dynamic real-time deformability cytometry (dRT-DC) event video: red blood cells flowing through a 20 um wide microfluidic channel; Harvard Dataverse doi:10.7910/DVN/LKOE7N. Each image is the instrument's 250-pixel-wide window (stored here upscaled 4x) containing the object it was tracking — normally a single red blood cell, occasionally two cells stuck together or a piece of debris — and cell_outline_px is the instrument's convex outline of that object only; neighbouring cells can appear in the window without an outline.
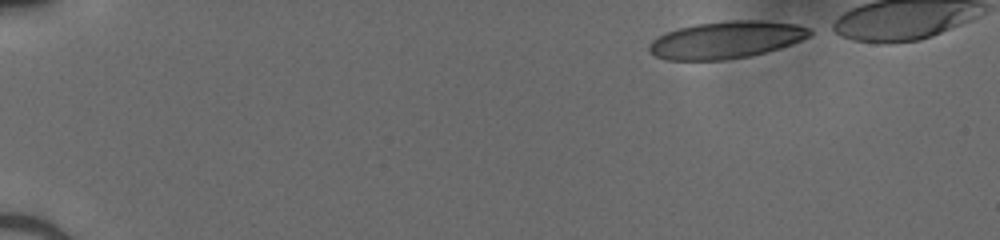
{"species": "human", "species_latin": "Homo sapiens", "temperature_condition": "cold", "stored_images_in_passage": 43, "camera_frame_rate_fps": 3000, "um_per_image_px": 0.085, "donor": {"sex": "male"}, "frame": {"image": 1, "passage_image": 1, "time_ms": 0.0, "image_size_px": [1000, 240], "cell_outline_px": [[812, 32], [808, 36], [800, 40], [780, 48], [748, 56], [724, 60], [664, 60], [648, 52], [648, 44], [656, 36], [664, 32], [696, 24], [728, 20], [760, 20], [796, 24], [812, 28]], "centroid_in_image_um": [61.67, 3.38], "position_along_channel_um": 23.3, "area_um2": 34.91}}
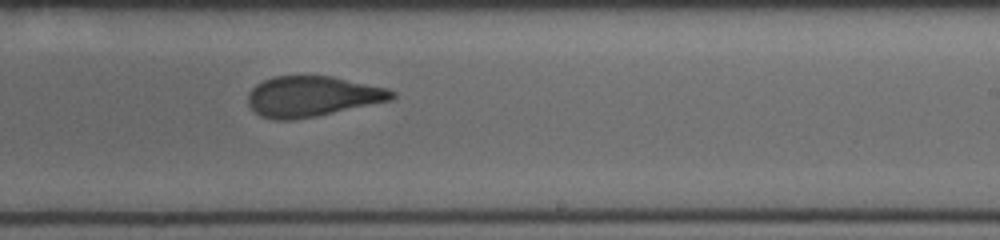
{"frame": {"image": 2, "passage_image": 27, "time_ms": 8.667, "image_size_px": [1000, 240], "cell_outline_px": [[396, 96], [392, 100], [316, 116], [292, 120], [272, 120], [260, 116], [248, 104], [248, 92], [256, 84], [272, 76], [332, 76], [388, 88], [396, 92]], "centroid_in_image_um": [26.54, 8.19], "position_along_channel_um": 262.5, "area_um2": 34.04}}
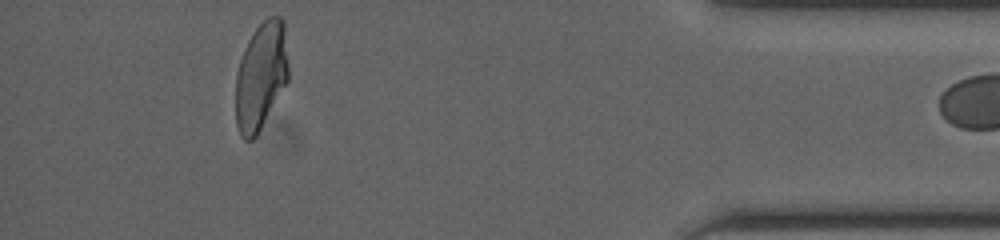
{"frame": {"image": 3, "passage_image": 41, "time_ms": 13.333, "image_size_px": [1000, 240], "cell_outline_px": [[288, 80], [256, 136], [252, 140], [244, 140], [240, 136], [236, 124], [236, 72], [240, 60], [248, 40], [256, 28], [268, 16], [280, 16], [284, 20], [288, 64]], "centroid_in_image_um": [22.18, 6.45], "position_along_channel_um": 413.0, "area_um2": 33.0}}